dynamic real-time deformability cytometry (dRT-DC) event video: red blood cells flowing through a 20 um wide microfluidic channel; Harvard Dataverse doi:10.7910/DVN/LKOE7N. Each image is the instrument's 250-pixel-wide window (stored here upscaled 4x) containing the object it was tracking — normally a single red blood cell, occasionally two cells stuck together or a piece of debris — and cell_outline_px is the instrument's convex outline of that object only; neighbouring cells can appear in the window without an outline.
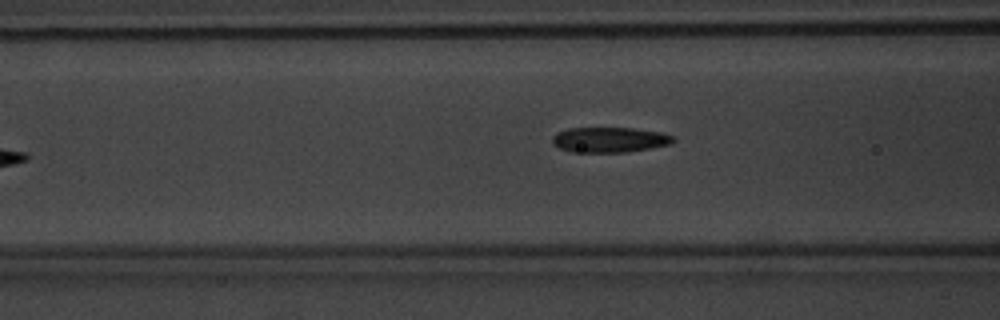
{"species": "common noctule bat (a hibernating species)", "species_latin": "Nyctalus noctula", "temperature_condition": "warm", "stored_images_in_passage": 6, "camera_frame_rate_fps": 3000, "um_per_image_px": 0.085, "animal": {"sex": "male", "body_mass_g": 20.1, "forearm_length_mm": 53.5}, "frame": {"image": 1, "passage_image": 6, "time_ms": 6.0, "image_size_px": [1000, 320], "cell_outline_px": [[676, 140], [668, 144], [648, 148], [624, 152], [572, 152], [560, 148], [552, 144], [552, 136], [556, 132], [568, 128], [632, 128], [660, 132], [672, 136]], "centroid_in_image_um": [51.74, 11.87], "position_along_channel_um": 114.9, "area_um2": 17.63}}